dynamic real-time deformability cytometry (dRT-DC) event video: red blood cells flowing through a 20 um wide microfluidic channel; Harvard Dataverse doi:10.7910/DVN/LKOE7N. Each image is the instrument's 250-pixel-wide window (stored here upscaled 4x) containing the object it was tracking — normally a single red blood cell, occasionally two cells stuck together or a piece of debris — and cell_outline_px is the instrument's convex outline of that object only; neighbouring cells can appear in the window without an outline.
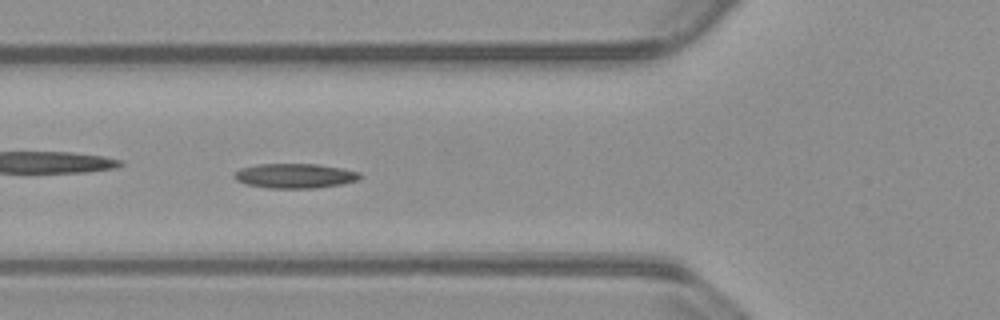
{"species": "common noctule bat (a hibernating species)", "species_latin": "Nyctalus noctula", "temperature_condition": "warm", "stored_images_in_passage": 36, "camera_frame_rate_fps": 3000, "um_per_image_px": 0.085, "animal": {"sex": "male", "body_mass_g": 23.1, "forearm_length_mm": 52.7}, "frame": {"image": 1, "passage_image": 9, "time_ms": 2.667, "image_size_px": [1000, 320], "cell_outline_px": [[360, 180], [340, 184], [316, 188], [268, 188], [248, 184], [236, 180], [232, 176], [240, 168], [256, 164], [316, 164], [340, 168], [360, 172]], "centroid_in_image_um": [25.05, 14.94], "position_along_channel_um": 100.7, "area_um2": 17.98}}
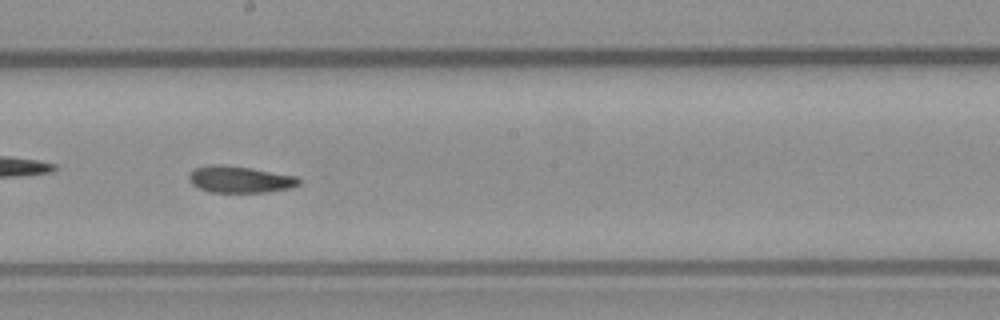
{"frame": {"image": 2, "passage_image": 19, "time_ms": 6.0, "image_size_px": [1000, 320], "cell_outline_px": [[300, 184], [292, 188], [268, 192], [208, 192], [192, 184], [188, 180], [188, 176], [196, 168], [212, 164], [220, 164], [252, 168], [296, 176], [300, 180]], "centroid_in_image_um": [20.41, 15.25], "position_along_channel_um": 227.8, "area_um2": 17.11}}
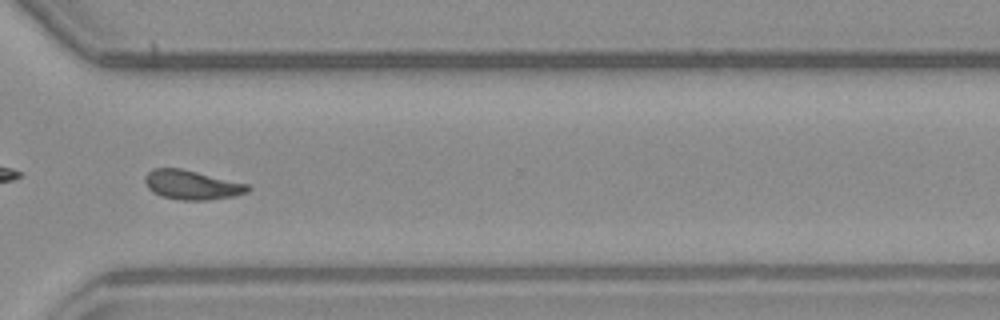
{"frame": {"image": 3, "passage_image": 29, "time_ms": 9.333, "image_size_px": [1000, 320], "cell_outline_px": [[252, 188], [248, 192], [232, 196], [208, 200], [180, 200], [160, 196], [152, 192], [148, 188], [144, 180], [144, 176], [152, 168], [180, 168], [248, 184]], "centroid_in_image_um": [16.28, 15.72], "position_along_channel_um": 354.3, "area_um2": 17.57}, "authors_computed_cell_mechanics": {"area_um2": 17.4845, "velocity_mm_per_s": 3.7968, "shape_relaxation_time_tau1_ms": 9.1144, "shape_relaxation_time_tau2_ms": 2.6289, "deformation_change_tau1": 0.1862, "deformation_change_tau2": 0.0806}}